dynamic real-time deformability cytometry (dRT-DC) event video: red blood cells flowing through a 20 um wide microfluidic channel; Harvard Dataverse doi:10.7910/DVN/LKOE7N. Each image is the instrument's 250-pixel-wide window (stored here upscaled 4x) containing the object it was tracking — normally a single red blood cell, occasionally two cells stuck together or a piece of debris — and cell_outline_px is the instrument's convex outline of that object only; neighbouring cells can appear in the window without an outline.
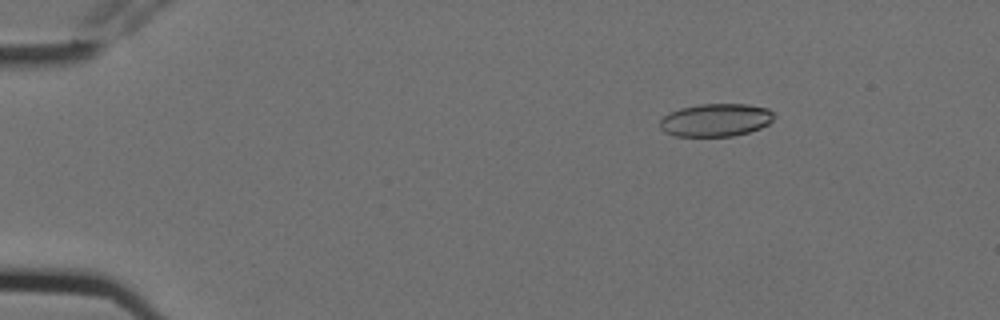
{"species": "Egyptian fruit bat (a non-hibernating species)", "species_latin": "Rousettus aegyptiacus", "temperature_condition": "cold", "stored_images_in_passage": 9, "camera_frame_rate_fps": 3000, "um_per_image_px": 0.085, "animal": {"sex": "female"}, "frame": {"image": 1, "passage_image": 3, "time_ms": 0.667, "image_size_px": [1000, 320], "cell_outline_px": [[772, 120], [768, 124], [760, 128], [748, 132], [732, 136], [676, 136], [664, 132], [660, 128], [660, 120], [664, 116], [680, 108], [700, 104], [748, 104], [768, 108], [772, 112]], "centroid_in_image_um": [60.83, 10.2], "position_along_channel_um": 24.2, "area_um2": 21.73}}
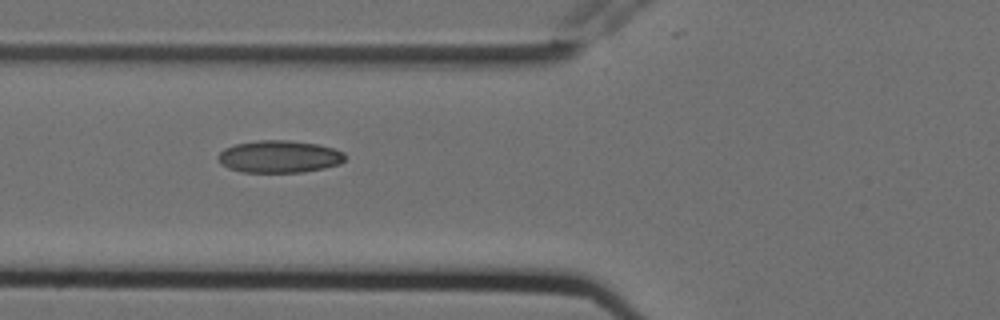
{"frame": {"image": 2, "passage_image": 7, "time_ms": 2.0, "image_size_px": [1000, 320], "cell_outline_px": [[344, 160], [340, 164], [324, 168], [304, 172], [240, 172], [228, 168], [220, 164], [220, 152], [224, 148], [236, 144], [260, 140], [288, 140], [316, 144], [332, 148], [344, 152]], "centroid_in_image_um": [23.74, 13.32], "position_along_channel_um": 102.1, "area_um2": 23.76}}
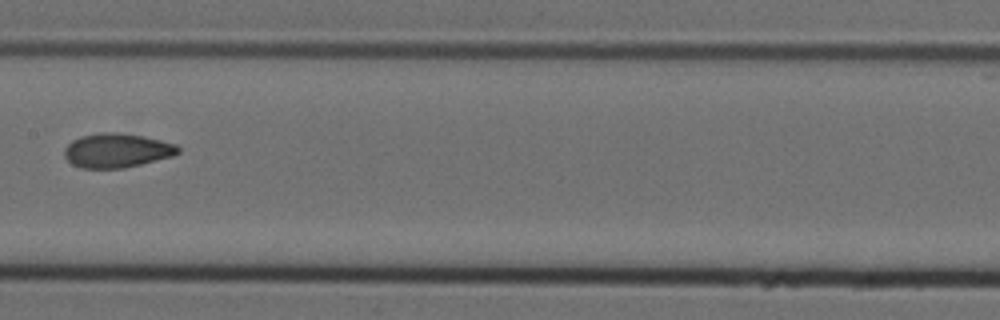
{"frame": {"image": 3, "passage_image": 9, "time_ms": 2.667, "image_size_px": [1000, 320], "cell_outline_px": [[180, 152], [172, 156], [124, 168], [80, 168], [72, 164], [64, 156], [64, 148], [72, 140], [80, 136], [96, 132], [116, 132], [144, 136], [176, 144], [180, 148]], "centroid_in_image_um": [9.91, 12.78], "position_along_channel_um": 197.5, "area_um2": 22.77}}